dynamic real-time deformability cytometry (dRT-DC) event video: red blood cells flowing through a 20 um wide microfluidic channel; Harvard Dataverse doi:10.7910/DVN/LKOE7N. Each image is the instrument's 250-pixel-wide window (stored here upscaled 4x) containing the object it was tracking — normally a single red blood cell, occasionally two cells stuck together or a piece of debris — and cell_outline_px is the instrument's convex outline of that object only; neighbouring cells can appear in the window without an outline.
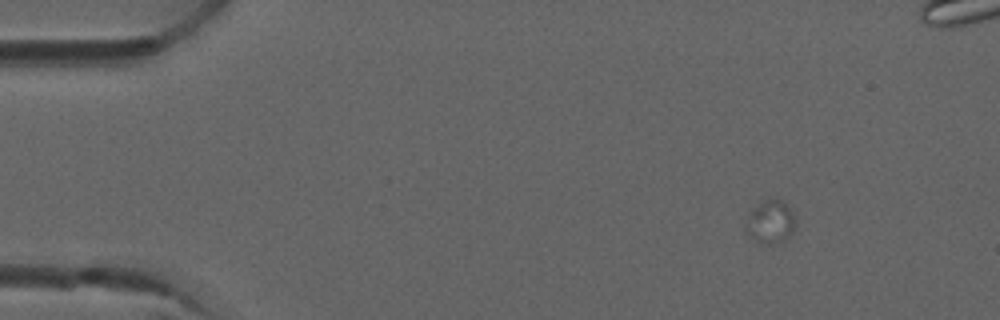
{"species": "common noctule bat (a hibernating species)", "species_latin": "Nyctalus noctula", "temperature_condition": "room temperature", "stored_images_in_passage": 6, "camera_frame_rate_fps": 3000, "um_per_image_px": 0.085, "animal": {"sex": "male", "forearm_length_mm": 52.5}, "frame": {"image": 1, "passage_image": 2, "time_ms": 0.333, "image_size_px": [1000, 320], "cell_outline_px": [[796, 228], [788, 236], [780, 240], [764, 244], [752, 240], [748, 236], [744, 228], [748, 212], [752, 208], [768, 196], [776, 196], [784, 200], [792, 212], [796, 220]], "centroid_in_image_um": [65.45, 18.78], "position_along_channel_um": 19.5, "area_um2": 13.01}}